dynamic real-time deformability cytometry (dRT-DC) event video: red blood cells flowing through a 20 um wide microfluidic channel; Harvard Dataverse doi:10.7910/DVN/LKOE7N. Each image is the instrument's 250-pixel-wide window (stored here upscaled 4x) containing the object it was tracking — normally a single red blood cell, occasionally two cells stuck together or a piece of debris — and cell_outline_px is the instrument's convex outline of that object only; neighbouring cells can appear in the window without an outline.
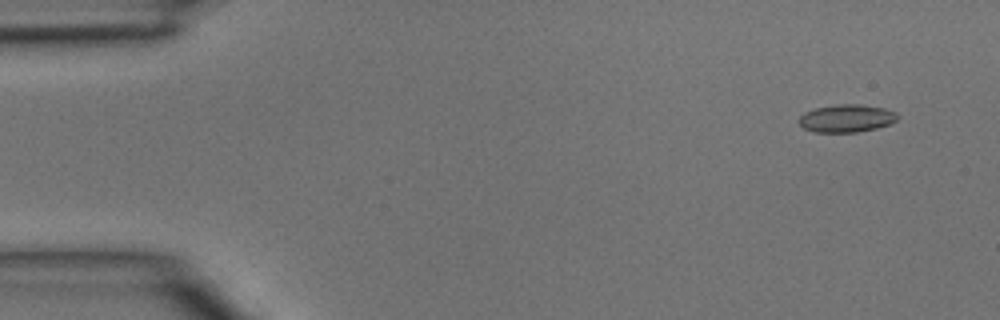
{"species": "common noctule bat (a hibernating species)", "species_latin": "Nyctalus noctula", "temperature_condition": "room temperature", "stored_images_in_passage": 4, "camera_frame_rate_fps": 3000, "um_per_image_px": 0.085, "animal": {"sex": "male", "body_mass_g": 15.6}, "frame": {"image": 1, "passage_image": 1, "time_ms": 0.0, "image_size_px": [1000, 320], "cell_outline_px": [[900, 116], [896, 120], [888, 124], [876, 128], [856, 132], [812, 132], [804, 128], [800, 124], [800, 116], [804, 112], [816, 108], [836, 104], [860, 104], [884, 108], [896, 112]], "centroid_in_image_um": [71.96, 10.05], "position_along_channel_um": 13.0, "area_um2": 15.9}}
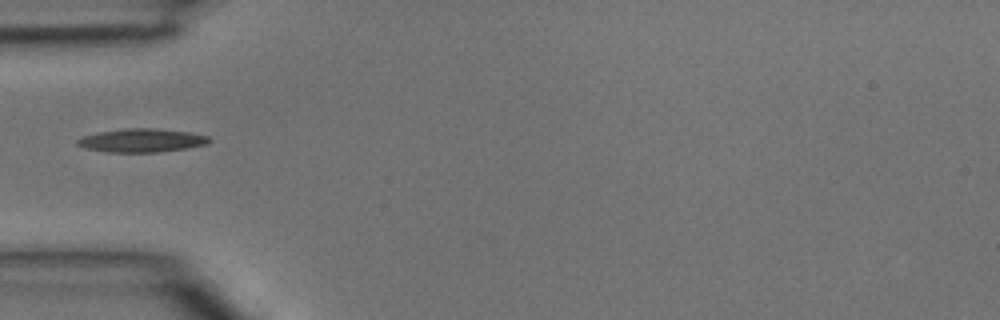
{"frame": {"image": 2, "passage_image": 4, "time_ms": 1.0, "image_size_px": [1000, 320], "cell_outline_px": [[212, 140], [208, 144], [188, 148], [156, 152], [108, 152], [84, 148], [76, 144], [76, 140], [80, 136], [96, 132], [124, 128], [156, 128], [188, 132], [208, 136]], "centroid_in_image_um": [12.01, 11.93], "position_along_channel_um": 73.0, "area_um2": 18.26}}